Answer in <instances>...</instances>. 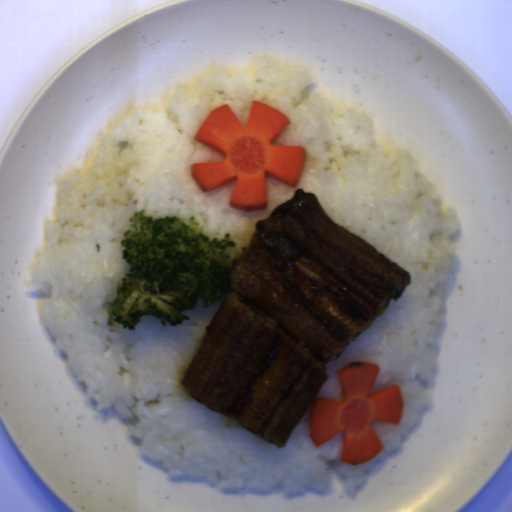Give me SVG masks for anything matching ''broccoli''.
I'll return each instance as SVG.
<instances>
[{"label":"broccoli","instance_id":"1","mask_svg":"<svg viewBox=\"0 0 512 512\" xmlns=\"http://www.w3.org/2000/svg\"><path fill=\"white\" fill-rule=\"evenodd\" d=\"M127 272L119 277L116 297L107 302L109 326L136 329L144 316L174 327L192 319L183 312L221 301L232 262L229 250L238 248L231 234L207 236L196 217L152 218L134 211L119 239Z\"/></svg>","mask_w":512,"mask_h":512}]
</instances>
